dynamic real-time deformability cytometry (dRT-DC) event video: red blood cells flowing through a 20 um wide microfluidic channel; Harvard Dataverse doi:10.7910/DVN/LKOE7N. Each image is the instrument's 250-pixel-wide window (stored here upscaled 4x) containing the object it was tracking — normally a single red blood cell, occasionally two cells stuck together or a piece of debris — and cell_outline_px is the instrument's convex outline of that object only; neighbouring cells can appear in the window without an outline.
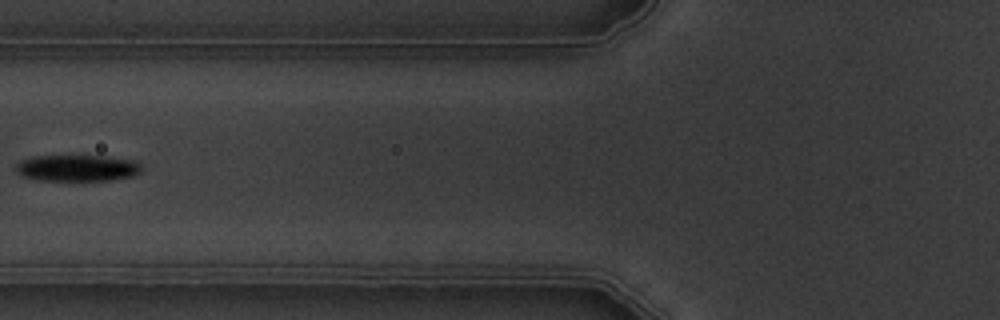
{"species": "common noctule bat (a hibernating species)", "species_latin": "Nyctalus noctula", "temperature_condition": "warm", "stored_images_in_passage": 2, "camera_frame_rate_fps": 3000, "um_per_image_px": 0.085, "animal": {"sex": "male", "body_mass_g": 19.5, "forearm_length_mm": 54.6}, "frame": {"image": 1, "passage_image": 2, "time_ms": 1.333, "image_size_px": [1000, 320], "cell_outline_px": [[140, 172], [132, 176], [108, 180], [36, 180], [20, 176], [16, 172], [16, 164], [20, 160], [32, 156], [104, 156], [136, 160], [140, 164]], "centroid_in_image_um": [6.52, 14.28], "position_along_channel_um": 119.3, "area_um2": 19.42}}